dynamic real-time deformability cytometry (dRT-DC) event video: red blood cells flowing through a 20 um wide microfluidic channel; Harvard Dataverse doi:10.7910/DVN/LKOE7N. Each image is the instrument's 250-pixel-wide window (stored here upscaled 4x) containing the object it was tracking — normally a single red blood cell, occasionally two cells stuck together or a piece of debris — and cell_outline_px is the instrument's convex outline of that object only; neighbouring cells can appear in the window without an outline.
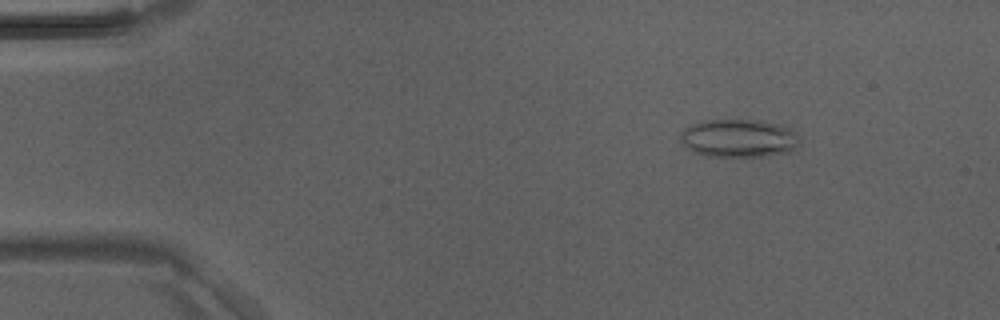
{"species": "Egyptian fruit bat (a non-hibernating species)", "species_latin": "Rousettus aegyptiacus", "temperature_condition": "room temperature", "stored_images_in_passage": 45, "camera_frame_rate_fps": 3000, "um_per_image_px": 0.085, "animal": {"sex": "male"}, "frame": {"image": 1, "passage_image": 5, "time_ms": 1.333, "image_size_px": [1000, 320], "cell_outline_px": [[796, 148], [788, 152], [764, 156], [704, 156], [688, 148], [680, 140], [680, 132], [684, 128], [692, 124], [708, 120], [756, 120], [780, 124], [796, 132]], "centroid_in_image_um": [62.76, 11.75], "position_along_channel_um": 22.2, "area_um2": 26.18}}
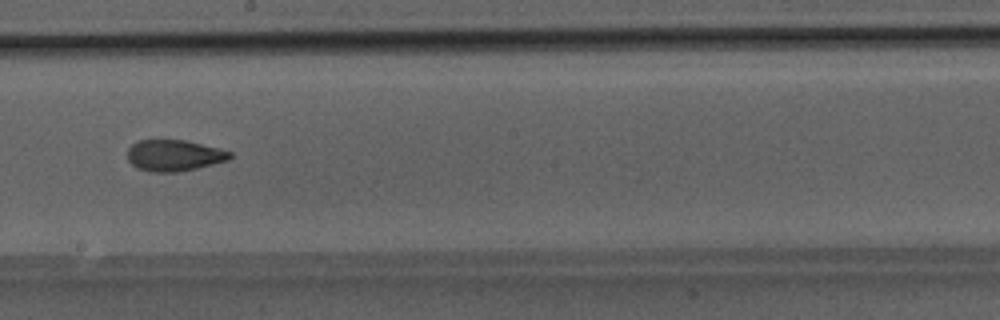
{"frame": {"image": 2, "passage_image": 25, "time_ms": 8.0, "image_size_px": [1000, 320], "cell_outline_px": [[232, 156], [228, 160], [196, 168], [176, 172], [152, 172], [136, 168], [128, 160], [128, 148], [132, 144], [140, 140], [184, 140], [220, 148], [232, 152]], "centroid_in_image_um": [14.79, 13.21], "position_along_channel_um": 233.4, "area_um2": 18.61}}
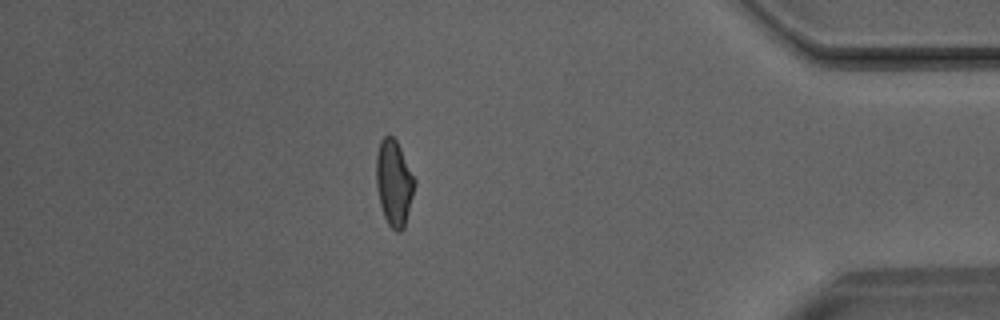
{"frame": {"image": 3, "passage_image": 39, "time_ms": 12.667, "image_size_px": [1000, 320], "cell_outline_px": [[416, 184], [404, 228], [400, 232], [396, 232], [388, 224], [384, 216], [380, 204], [376, 184], [376, 156], [380, 140], [384, 136], [392, 136], [396, 140], [416, 180]], "centroid_in_image_um": [33.49, 15.55], "position_along_channel_um": 401.7, "area_um2": 19.19}}